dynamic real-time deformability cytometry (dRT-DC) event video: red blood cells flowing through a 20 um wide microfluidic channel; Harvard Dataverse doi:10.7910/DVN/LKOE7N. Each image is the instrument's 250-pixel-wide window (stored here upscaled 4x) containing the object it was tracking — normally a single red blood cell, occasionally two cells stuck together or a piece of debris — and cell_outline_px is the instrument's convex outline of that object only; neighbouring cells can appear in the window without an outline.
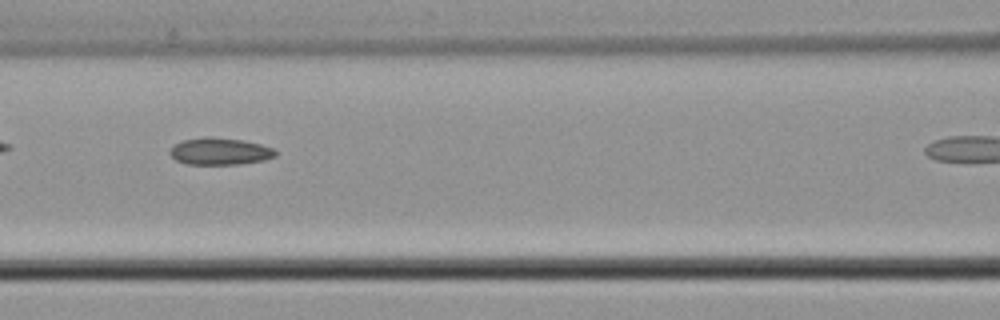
{"species": "common noctule bat (a hibernating species)", "species_latin": "Nyctalus noctula", "temperature_condition": "cold", "stored_images_in_passage": 19, "camera_frame_rate_fps": 3000, "um_per_image_px": 0.085, "animal": {"sex": "male", "body_mass_g": 21.5, "forearm_length_mm": 52.0}, "frame": {"image": 1, "passage_image": 9, "time_ms": 2.667, "image_size_px": [1000, 320], "cell_outline_px": [[276, 156], [264, 160], [240, 164], [188, 164], [176, 160], [168, 152], [176, 144], [184, 140], [204, 136], [212, 136], [244, 140], [260, 144], [272, 148], [276, 152]], "centroid_in_image_um": [18.7, 12.85], "position_along_channel_um": 147.9, "area_um2": 16.59}}